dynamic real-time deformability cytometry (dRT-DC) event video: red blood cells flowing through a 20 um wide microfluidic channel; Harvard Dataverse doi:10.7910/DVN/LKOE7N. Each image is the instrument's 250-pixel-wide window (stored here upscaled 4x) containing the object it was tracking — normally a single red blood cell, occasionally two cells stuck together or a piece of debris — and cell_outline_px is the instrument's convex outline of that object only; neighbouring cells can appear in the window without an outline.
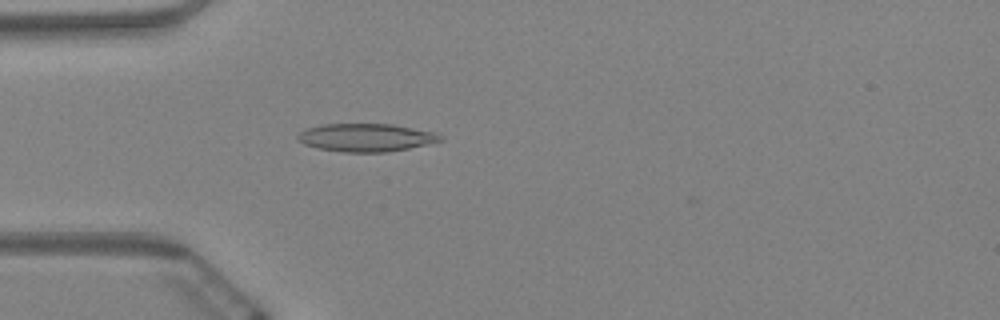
{"species": "Egyptian fruit bat (a non-hibernating species)", "species_latin": "Rousettus aegyptiacus", "temperature_condition": "warm", "stored_images_in_passage": 60, "camera_frame_rate_fps": 3000, "um_per_image_px": 0.085, "animal": {"sex": "female"}, "frame": {"image": 1, "passage_image": 18, "time_ms": 5.667, "image_size_px": [1000, 320], "cell_outline_px": [[444, 140], [408, 148], [384, 152], [344, 152], [320, 148], [304, 144], [296, 140], [296, 136], [304, 128], [324, 124], [392, 124], [436, 132], [444, 136]], "centroid_in_image_um": [31.11, 11.68], "position_along_channel_um": 53.9, "area_um2": 23.29}}
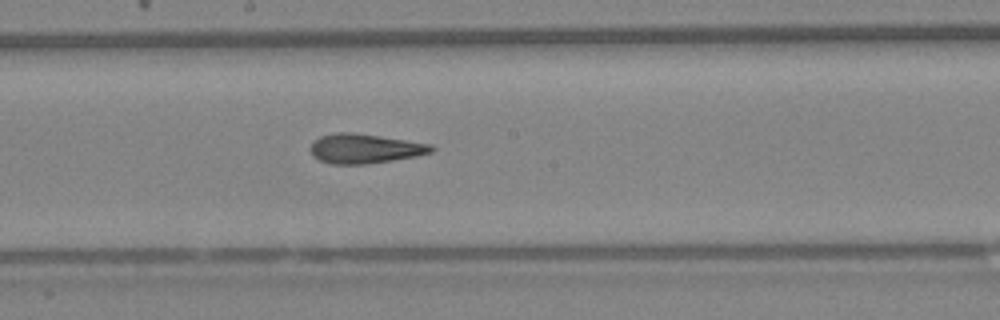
{"frame": {"image": 2, "passage_image": 33, "time_ms": 10.667, "image_size_px": [1000, 320], "cell_outline_px": [[436, 148], [432, 152], [416, 156], [368, 164], [332, 164], [320, 160], [312, 156], [308, 148], [312, 140], [320, 136], [336, 132], [352, 132], [380, 136], [432, 144]], "centroid_in_image_um": [30.96, 12.62], "position_along_channel_um": 217.2, "area_um2": 21.04}}
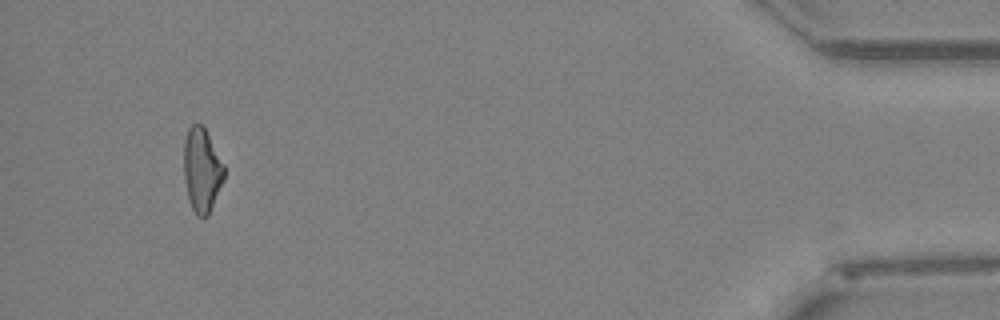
{"frame": {"image": 3, "passage_image": 57, "time_ms": 18.667, "image_size_px": [1000, 320], "cell_outline_px": [[224, 180], [208, 216], [196, 216], [192, 208], [188, 196], [184, 180], [184, 140], [188, 128], [192, 124], [204, 124], [224, 164]], "centroid_in_image_um": [17.16, 14.41], "position_along_channel_um": 418.0, "area_um2": 19.94}, "authors_computed_cell_mechanics": {"area_um2": 20.8658, "velocity_mm_per_s": 3.4055, "shape_relaxation_time_tau1_ms": null, "shape_relaxation_time_tau2_ms": 3.2255, "deformation_change_tau1": null, "deformation_change_tau2": 0.1371}}